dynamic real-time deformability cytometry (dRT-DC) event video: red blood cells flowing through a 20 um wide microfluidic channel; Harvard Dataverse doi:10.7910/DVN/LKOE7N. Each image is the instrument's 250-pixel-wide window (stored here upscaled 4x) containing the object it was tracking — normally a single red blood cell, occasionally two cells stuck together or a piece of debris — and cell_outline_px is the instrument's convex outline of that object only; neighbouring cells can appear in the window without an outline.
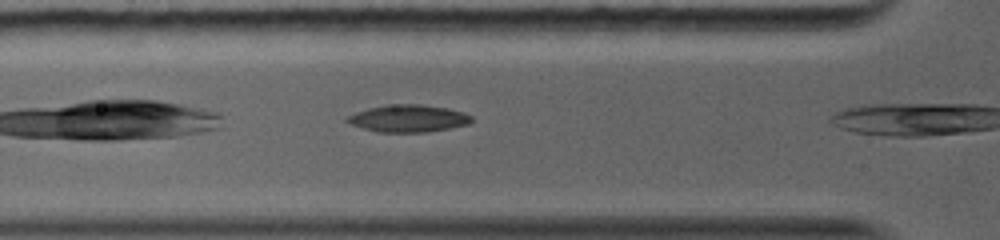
{"species": "common noctule bat (a hibernating species)", "species_latin": "Nyctalus noctula", "temperature_condition": "warm", "stored_images_in_passage": 11, "camera_frame_rate_fps": 5000, "um_per_image_px": 0.085, "animal": {"sex": "female", "body_mass_g": 19.0, "forearm_length_mm": 56.7}, "frame": {"image": 1, "passage_image": 5, "time_ms": 1.4, "image_size_px": [1000, 240], "cell_outline_px": [[472, 120], [468, 124], [448, 128], [424, 132], [376, 132], [352, 124], [344, 120], [348, 116], [356, 112], [368, 108], [388, 104], [420, 104], [448, 108], [464, 112], [472, 116]], "centroid_in_image_um": [34.7, 10.05], "position_along_channel_um": 91.1, "area_um2": 19.65}}